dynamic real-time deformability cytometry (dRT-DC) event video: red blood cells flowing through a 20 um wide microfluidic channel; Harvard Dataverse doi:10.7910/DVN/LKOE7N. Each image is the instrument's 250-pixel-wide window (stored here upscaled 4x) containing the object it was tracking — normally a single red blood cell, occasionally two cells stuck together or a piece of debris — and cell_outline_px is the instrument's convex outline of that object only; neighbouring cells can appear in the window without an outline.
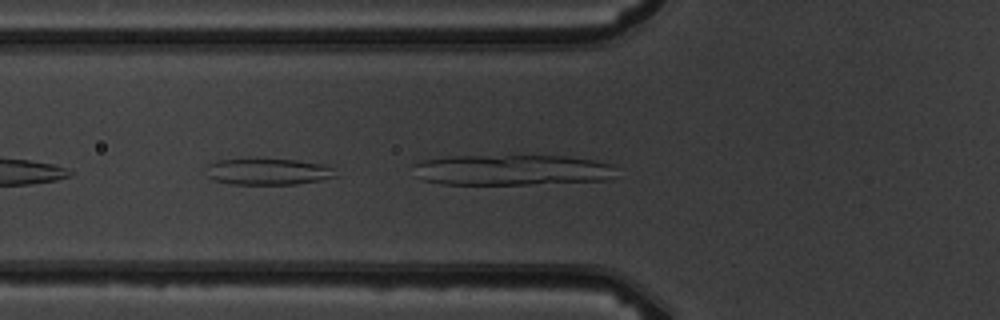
{"species": "common noctule bat (a hibernating species)", "species_latin": "Nyctalus noctula", "temperature_condition": "warm", "stored_images_in_passage": 5, "camera_frame_rate_fps": 3000, "um_per_image_px": 0.085, "animal": {"sex": "male", "body_mass_g": 19.5, "forearm_length_mm": 54.6}, "frame": {"image": 1, "passage_image": 5, "time_ms": 5.333, "image_size_px": [1000, 320], "cell_outline_px": [[616, 176], [612, 180], [528, 184], [440, 184], [420, 180], [416, 176], [412, 164], [420, 160], [444, 156], [564, 156], [596, 160], [612, 164], [616, 168]], "centroid_in_image_um": [43.5, 14.45], "position_along_channel_um": 82.3, "area_um2": 36.88}}